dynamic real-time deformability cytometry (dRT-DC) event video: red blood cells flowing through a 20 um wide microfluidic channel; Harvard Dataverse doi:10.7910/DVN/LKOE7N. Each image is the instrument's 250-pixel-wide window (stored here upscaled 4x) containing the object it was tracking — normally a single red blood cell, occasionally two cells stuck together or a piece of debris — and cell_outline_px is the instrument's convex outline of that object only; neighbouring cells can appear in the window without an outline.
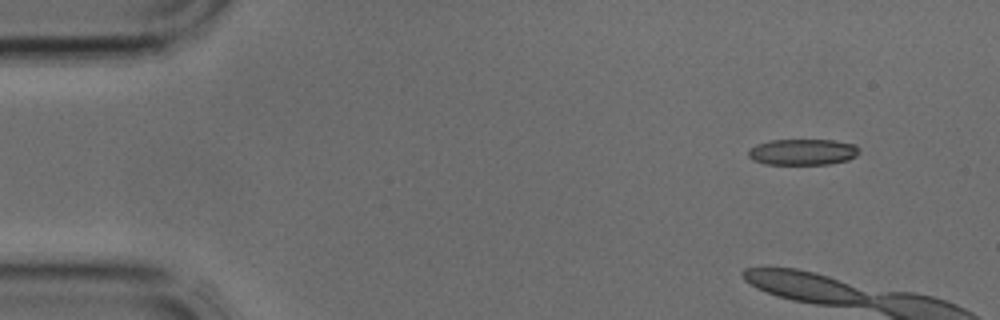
{"species": "common noctule bat (a hibernating species)", "species_latin": "Nyctalus noctula", "temperature_condition": "cold", "stored_images_in_passage": 3, "camera_frame_rate_fps": 3000, "um_per_image_px": 0.085, "animal": {"sex": "male", "body_mass_g": 17.9, "forearm_length_mm": 54.2}, "frame": {"image": 1, "passage_image": 1, "time_ms": 0.0, "image_size_px": [1000, 320], "cell_outline_px": [[860, 152], [856, 156], [848, 160], [828, 164], [764, 164], [752, 160], [748, 156], [748, 148], [756, 144], [772, 140], [832, 140], [856, 144], [860, 148]], "centroid_in_image_um": [68.23, 12.92], "position_along_channel_um": 16.8, "area_um2": 17.05}}